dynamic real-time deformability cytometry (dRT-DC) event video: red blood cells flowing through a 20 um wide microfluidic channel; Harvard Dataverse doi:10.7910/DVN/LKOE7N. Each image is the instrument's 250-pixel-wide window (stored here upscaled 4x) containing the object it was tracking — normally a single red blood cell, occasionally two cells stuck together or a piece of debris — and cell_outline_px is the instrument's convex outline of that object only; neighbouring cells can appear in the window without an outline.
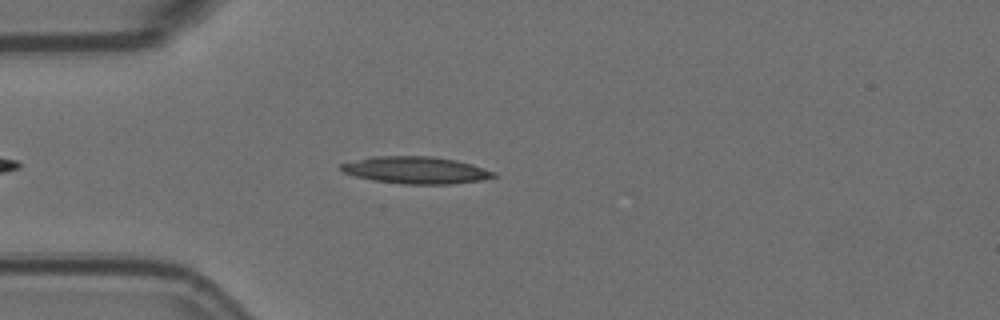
{"species": "Egyptian fruit bat (a non-hibernating species)", "species_latin": "Rousettus aegyptiacus", "temperature_condition": "room temperature", "stored_images_in_passage": 48, "camera_frame_rate_fps": 3000, "um_per_image_px": 0.085, "animal": {"sex": "female"}, "frame": {"image": 1, "passage_image": 7, "time_ms": 2.0, "image_size_px": [1000, 320], "cell_outline_px": [[496, 176], [480, 180], [452, 184], [400, 184], [372, 180], [356, 176], [344, 172], [340, 168], [340, 164], [372, 156], [432, 156], [456, 160], [472, 164], [496, 172]], "centroid_in_image_um": [35.36, 14.46], "position_along_channel_um": 49.6, "area_um2": 24.04}}
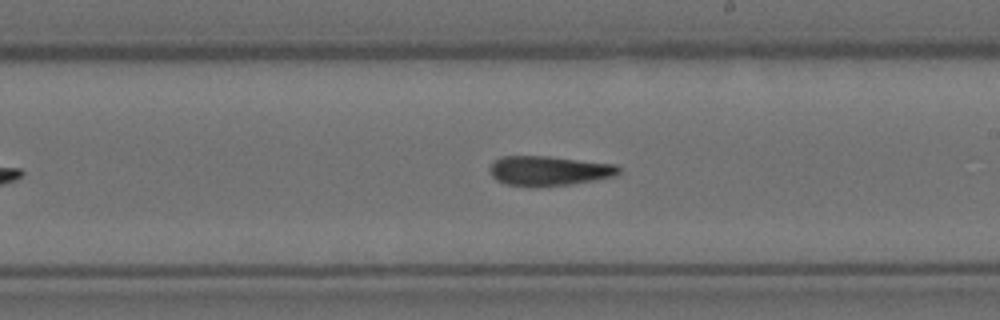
{"frame": {"image": 2, "passage_image": 24, "time_ms": 7.667, "image_size_px": [1000, 320], "cell_outline_px": [[620, 172], [616, 176], [596, 180], [572, 184], [508, 184], [496, 180], [492, 176], [488, 168], [500, 156], [548, 156], [616, 164], [620, 168]], "centroid_in_image_um": [46.71, 14.48], "position_along_channel_um": 242.3, "area_um2": 21.73}}
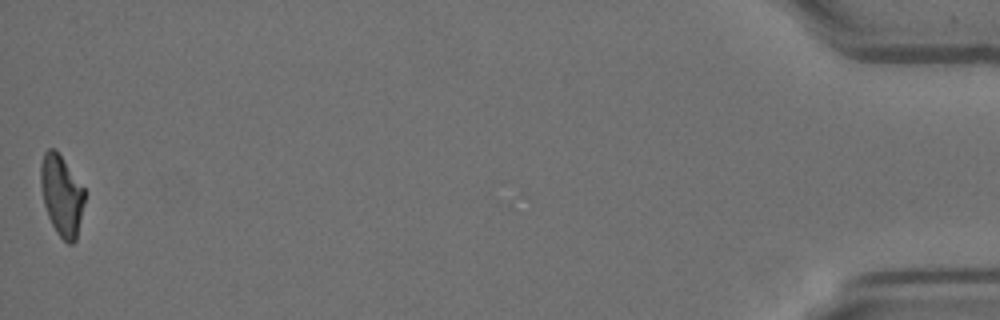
{"frame": {"image": 3, "passage_image": 48, "time_ms": 15.667, "image_size_px": [1000, 320], "cell_outline_px": [[84, 204], [76, 240], [72, 244], [68, 244], [56, 232], [48, 216], [44, 204], [40, 184], [40, 164], [44, 152], [48, 148], [56, 148], [84, 188]], "centroid_in_image_um": [5.22, 16.58], "position_along_channel_um": 430.0, "area_um2": 20.69}, "authors_computed_cell_mechanics": {"area_um2": 22.2241, "velocity_mm_per_s": 3.5787, "shape_relaxation_time_tau1_ms": null, "shape_relaxation_time_tau2_ms": 10.66, "deformation_change_tau1": null, "deformation_change_tau2": 0.2612}}